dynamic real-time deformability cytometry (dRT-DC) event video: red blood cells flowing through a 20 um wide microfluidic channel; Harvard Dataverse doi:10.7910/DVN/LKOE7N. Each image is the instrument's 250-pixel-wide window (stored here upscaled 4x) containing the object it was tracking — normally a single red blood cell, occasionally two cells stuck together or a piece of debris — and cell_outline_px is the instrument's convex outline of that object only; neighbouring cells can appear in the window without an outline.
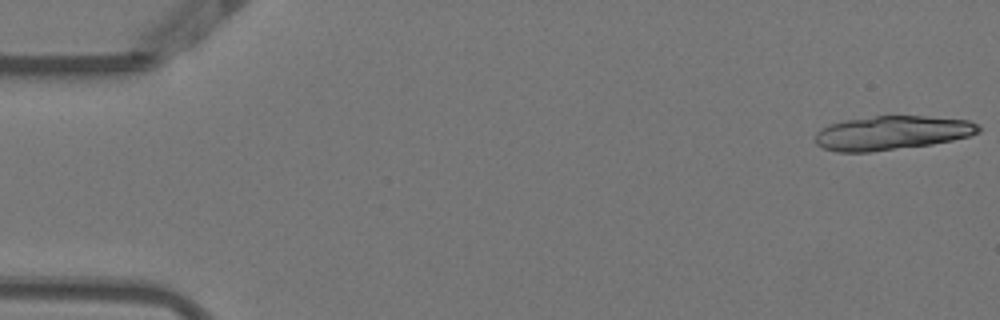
{"species": "Egyptian fruit bat (a non-hibernating species)", "species_latin": "Rousettus aegyptiacus", "temperature_condition": "warm", "stored_images_in_passage": 17, "camera_frame_rate_fps": 3000, "um_per_image_px": 0.085, "animal": {"sex": "female"}, "frame": {"image": 1, "passage_image": 1, "time_ms": 0.0, "image_size_px": [1000, 320], "cell_outline_px": [[980, 132], [968, 136], [952, 140], [932, 144], [872, 152], [836, 152], [824, 148], [816, 144], [816, 132], [820, 128], [832, 124], [848, 120], [876, 116], [924, 116], [968, 120], [976, 124], [980, 128]], "centroid_in_image_um": [75.8, 11.3], "position_along_channel_um": 9.2, "area_um2": 32.14}}